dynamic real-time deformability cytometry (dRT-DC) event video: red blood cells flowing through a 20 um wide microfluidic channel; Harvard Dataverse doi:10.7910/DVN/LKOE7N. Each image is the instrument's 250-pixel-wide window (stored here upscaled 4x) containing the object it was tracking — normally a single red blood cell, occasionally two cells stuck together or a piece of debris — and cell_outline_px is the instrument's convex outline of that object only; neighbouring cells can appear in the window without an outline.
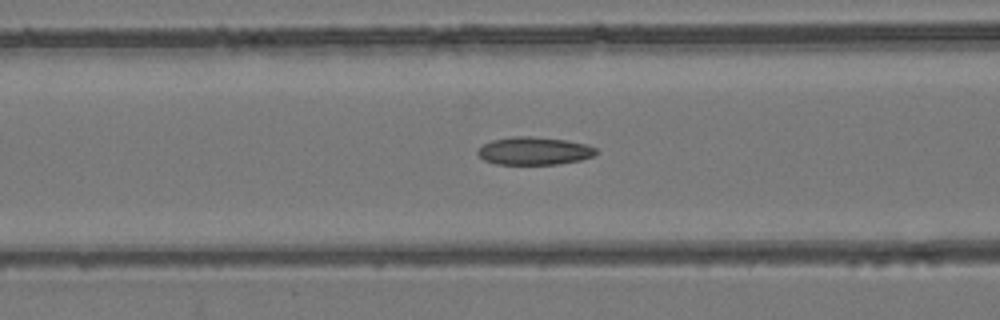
{"species": "common noctule bat (a hibernating species)", "species_latin": "Nyctalus noctula", "temperature_condition": "room temperature", "stored_images_in_passage": 46, "camera_frame_rate_fps": 3000, "um_per_image_px": 0.085, "animal": {"sex": "female", "body_mass_g": 24.6, "forearm_length_mm": 56.2}, "frame": {"image": 1, "passage_image": 14, "time_ms": 4.333, "image_size_px": [1000, 320], "cell_outline_px": [[600, 152], [592, 156], [580, 160], [560, 164], [496, 164], [484, 160], [476, 152], [476, 148], [492, 140], [512, 136], [532, 136], [568, 140], [584, 144], [596, 148]], "centroid_in_image_um": [45.39, 12.82], "position_along_channel_um": 121.2, "area_um2": 19.36}}
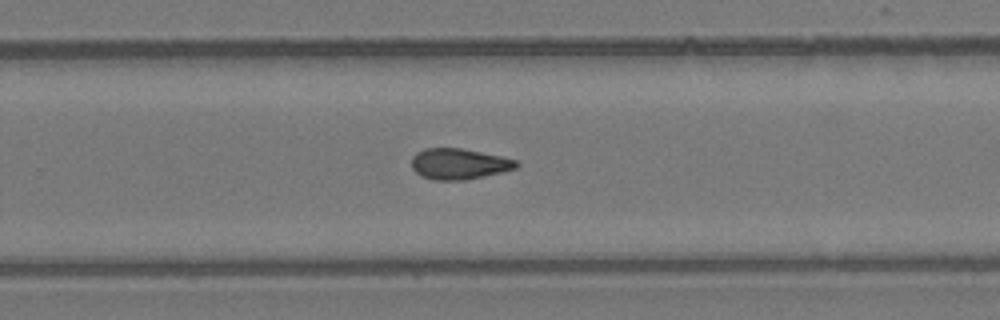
{"frame": {"image": 2, "passage_image": 27, "time_ms": 8.667, "image_size_px": [1000, 320], "cell_outline_px": [[520, 164], [516, 168], [504, 172], [464, 180], [432, 180], [420, 176], [412, 168], [412, 156], [416, 152], [424, 148], [460, 148], [500, 156], [516, 160]], "centroid_in_image_um": [38.99, 13.94], "position_along_channel_um": 290.8, "area_um2": 18.9}}
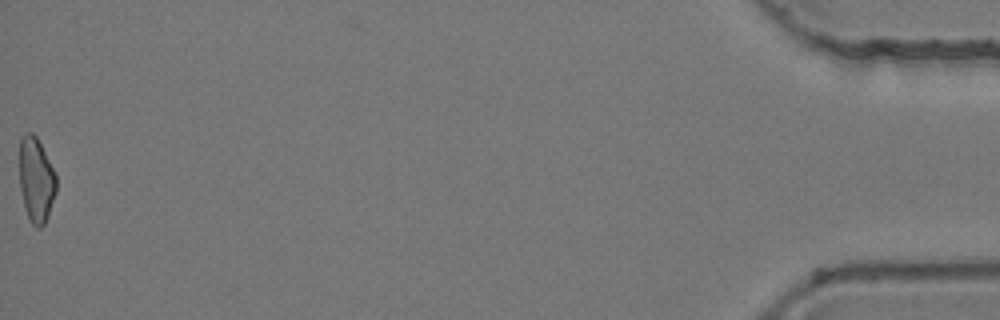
{"frame": {"image": 3, "passage_image": 46, "time_ms": 15.0, "image_size_px": [1000, 320], "cell_outline_px": [[56, 192], [48, 216], [44, 224], [40, 228], [36, 228], [32, 224], [24, 208], [20, 188], [20, 136], [24, 132], [32, 132], [36, 136], [56, 176]], "centroid_in_image_um": [3.06, 15.3], "position_along_channel_um": 432.1, "area_um2": 18.09}, "authors_computed_cell_mechanics": {"area_um2": 18.9006, "velocity_mm_per_s": 3.9149, "shape_relaxation_time_tau1_ms": null, "shape_relaxation_time_tau2_ms": 4.9227, "deformation_change_tau1": null, "deformation_change_tau2": 0.1164}}